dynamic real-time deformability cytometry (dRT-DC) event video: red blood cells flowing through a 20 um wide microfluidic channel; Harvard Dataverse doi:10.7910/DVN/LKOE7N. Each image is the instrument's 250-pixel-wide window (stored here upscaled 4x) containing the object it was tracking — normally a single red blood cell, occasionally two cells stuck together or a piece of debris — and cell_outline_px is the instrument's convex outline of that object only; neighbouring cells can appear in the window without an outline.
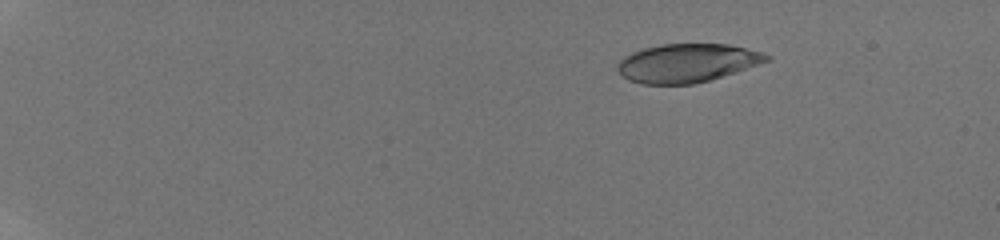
{"species": "human", "species_latin": "Homo sapiens", "temperature_condition": "room temperature", "stored_images_in_passage": 15, "camera_frame_rate_fps": 3000, "um_per_image_px": 0.085, "donor": {"sex": "male"}, "frame": {"image": 1, "passage_image": 4, "time_ms": 3.0, "image_size_px": [1000, 240], "cell_outline_px": [[772, 60], [736, 72], [696, 84], [640, 84], [628, 80], [616, 68], [616, 64], [624, 56], [632, 52], [644, 48], [660, 44], [728, 44], [760, 52], [772, 56]], "centroid_in_image_um": [58.4, 5.36], "position_along_channel_um": 26.6, "area_um2": 33.58}}
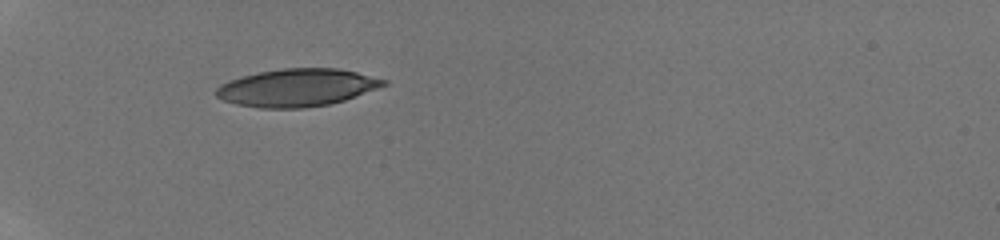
{"frame": {"image": 2, "passage_image": 13, "time_ms": 6.667, "image_size_px": [1000, 240], "cell_outline_px": [[388, 84], [344, 100], [328, 104], [304, 108], [260, 108], [236, 104], [224, 100], [216, 96], [216, 88], [220, 84], [228, 80], [240, 76], [280, 68], [340, 68], [388, 80]], "centroid_in_image_um": [25.22, 7.44], "position_along_channel_um": 59.8, "area_um2": 36.7}}
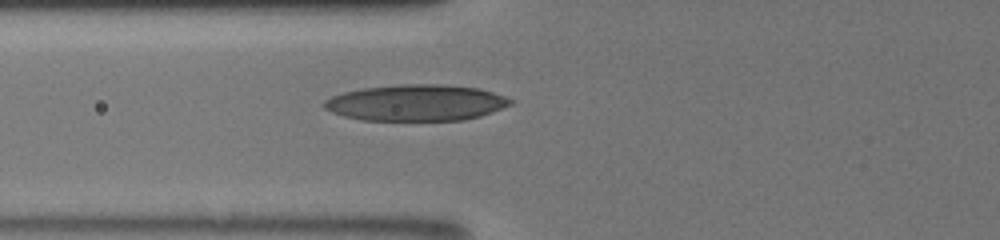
{"frame": {"image": 3, "passage_image": 15, "time_ms": 8.0, "image_size_px": [1000, 240], "cell_outline_px": [[516, 100], [512, 104], [492, 112], [480, 116], [464, 120], [364, 120], [344, 116], [332, 112], [324, 108], [324, 100], [332, 96], [344, 92], [364, 88], [400, 84], [444, 84], [480, 88]], "centroid_in_image_um": [35.41, 8.73], "position_along_channel_um": 90.4, "area_um2": 39.36}}